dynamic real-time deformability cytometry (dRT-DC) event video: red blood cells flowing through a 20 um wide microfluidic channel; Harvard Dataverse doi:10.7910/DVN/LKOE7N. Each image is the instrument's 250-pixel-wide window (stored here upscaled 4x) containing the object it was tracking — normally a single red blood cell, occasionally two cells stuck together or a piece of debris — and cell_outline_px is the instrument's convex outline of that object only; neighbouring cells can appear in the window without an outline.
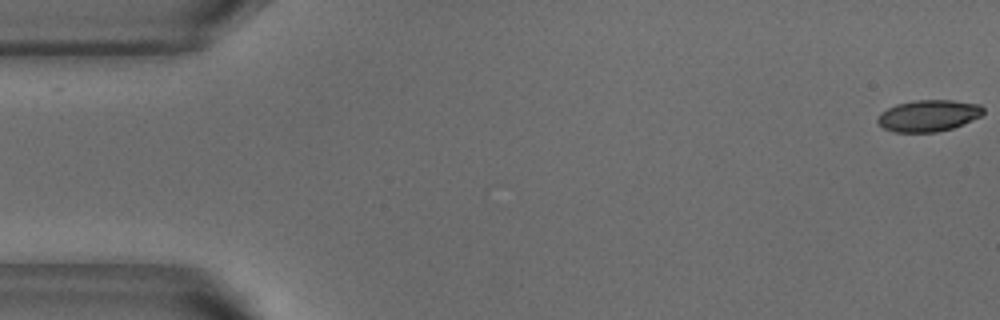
{"species": "common noctule bat (a hibernating species)", "species_latin": "Nyctalus noctula", "temperature_condition": "warm", "stored_images_in_passage": 49, "camera_frame_rate_fps": 3000, "um_per_image_px": 0.085, "animal": {"sex": "male", "body_mass_g": 18.8}, "frame": {"image": 1, "passage_image": 1, "time_ms": 0.0, "image_size_px": [1000, 320], "cell_outline_px": [[984, 112], [980, 116], [952, 128], [936, 132], [896, 132], [884, 128], [876, 120], [880, 112], [896, 104], [916, 100], [952, 100], [980, 104], [984, 108]], "centroid_in_image_um": [78.91, 9.82], "position_along_channel_um": 6.1, "area_um2": 19.31}}
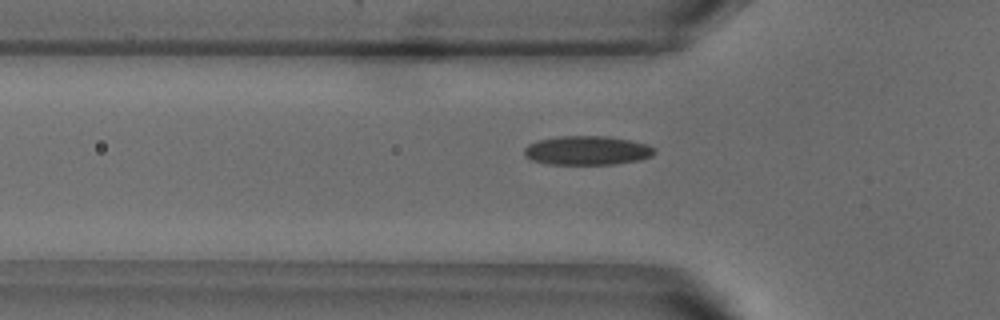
{"frame": {"image": 2, "passage_image": 17, "time_ms": 5.333, "image_size_px": [1000, 320], "cell_outline_px": [[656, 152], [652, 156], [640, 160], [612, 164], [548, 164], [532, 160], [524, 152], [524, 148], [528, 144], [536, 140], [560, 136], [608, 136], [648, 144], [656, 148]], "centroid_in_image_um": [49.93, 12.78], "position_along_channel_um": 75.9, "area_um2": 22.08}}
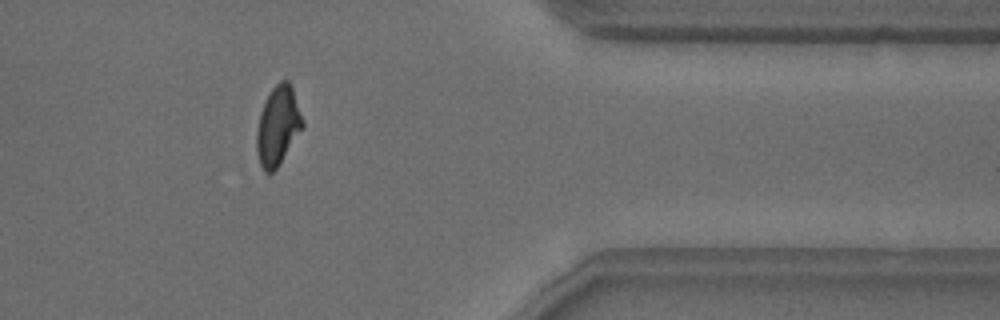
{"frame": {"image": 3, "passage_image": 43, "time_ms": 14.0, "image_size_px": [1000, 320], "cell_outline_px": [[304, 128], [280, 164], [272, 172], [264, 172], [260, 164], [256, 152], [256, 132], [260, 112], [272, 88], [280, 80], [288, 80], [292, 88], [304, 124]], "centroid_in_image_um": [23.62, 10.73], "position_along_channel_um": 387.8, "area_um2": 21.1}, "authors_computed_cell_mechanics": {"area_um2": 21.097, "velocity_mm_per_s": 3.8248, "shape_relaxation_time_tau1_ms": 4.4873, "shape_relaxation_time_tau2_ms": 1.673, "deformation_change_tau1": 0.1482, "deformation_change_tau2": 0.0687}}